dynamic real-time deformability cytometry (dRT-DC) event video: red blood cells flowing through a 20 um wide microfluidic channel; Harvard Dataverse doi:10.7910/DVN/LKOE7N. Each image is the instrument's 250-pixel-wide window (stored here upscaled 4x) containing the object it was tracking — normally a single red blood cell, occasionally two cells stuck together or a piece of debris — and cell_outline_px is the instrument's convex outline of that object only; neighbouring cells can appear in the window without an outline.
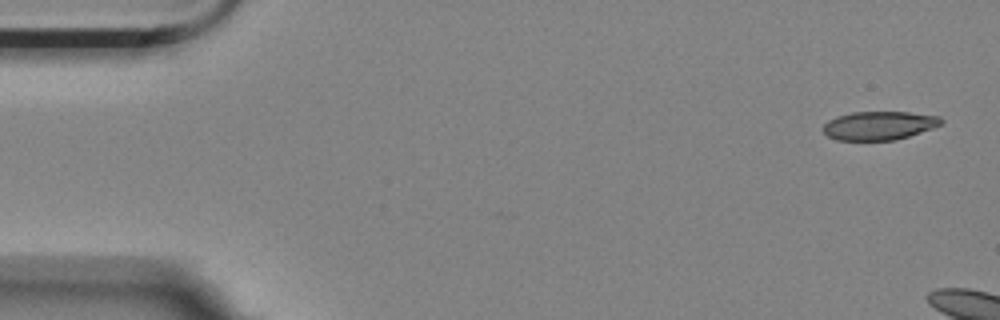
{"species": "Egyptian fruit bat (a non-hibernating species)", "species_latin": "Rousettus aegyptiacus", "temperature_condition": "room temperature", "stored_images_in_passage": 4, "camera_frame_rate_fps": 3000, "um_per_image_px": 0.085, "animal": {"sex": "female"}, "frame": {"image": 1, "passage_image": 1, "time_ms": 0.0, "image_size_px": [1000, 320], "cell_outline_px": [[944, 120], [940, 124], [932, 128], [896, 140], [836, 140], [828, 136], [824, 132], [824, 124], [828, 120], [836, 116], [852, 112], [908, 112], [940, 116]], "centroid_in_image_um": [74.71, 10.67], "position_along_channel_um": 10.3, "area_um2": 19.59}}